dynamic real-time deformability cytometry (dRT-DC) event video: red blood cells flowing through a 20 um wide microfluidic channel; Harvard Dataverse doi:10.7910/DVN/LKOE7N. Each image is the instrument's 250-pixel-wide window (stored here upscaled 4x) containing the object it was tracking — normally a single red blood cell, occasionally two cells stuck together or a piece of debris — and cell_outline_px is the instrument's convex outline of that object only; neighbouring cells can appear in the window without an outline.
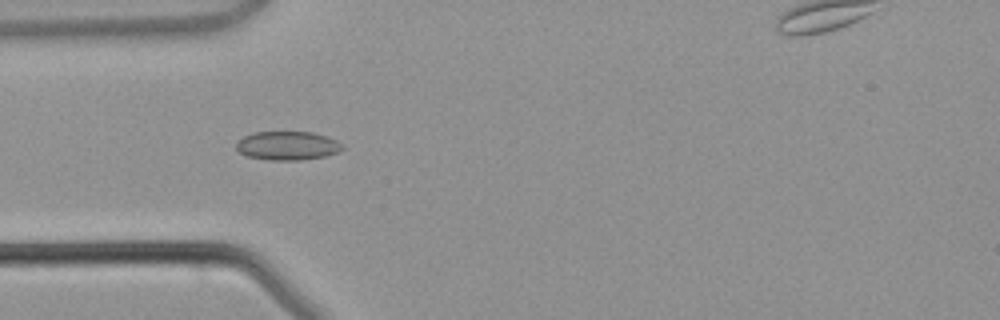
{"species": "common noctule bat (a hibernating species)", "species_latin": "Nyctalus noctula", "temperature_condition": "warm", "stored_images_in_passage": 34, "camera_frame_rate_fps": 3000, "um_per_image_px": 0.085, "animal": {"sex": "male", "body_mass_g": 21.5, "forearm_length_mm": 52.0}, "frame": {"image": 1, "passage_image": 6, "time_ms": 1.667, "image_size_px": [1000, 320], "cell_outline_px": [[344, 148], [336, 152], [324, 156], [300, 160], [268, 160], [248, 156], [240, 152], [236, 148], [236, 140], [244, 136], [256, 132], [312, 132], [336, 140]], "centroid_in_image_um": [24.39, 12.38], "position_along_channel_um": 60.6, "area_um2": 17.57}}
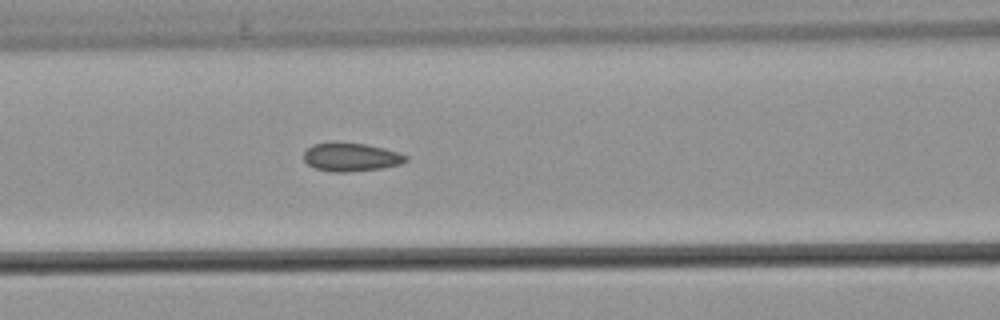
{"frame": {"image": 2, "passage_image": 11, "time_ms": 3.333, "image_size_px": [1000, 320], "cell_outline_px": [[408, 160], [400, 164], [384, 168], [344, 172], [332, 172], [316, 168], [308, 164], [304, 160], [304, 152], [312, 144], [336, 140], [368, 144], [400, 152], [408, 156]], "centroid_in_image_um": [29.84, 13.32], "position_along_channel_um": 136.8, "area_um2": 17.4}}
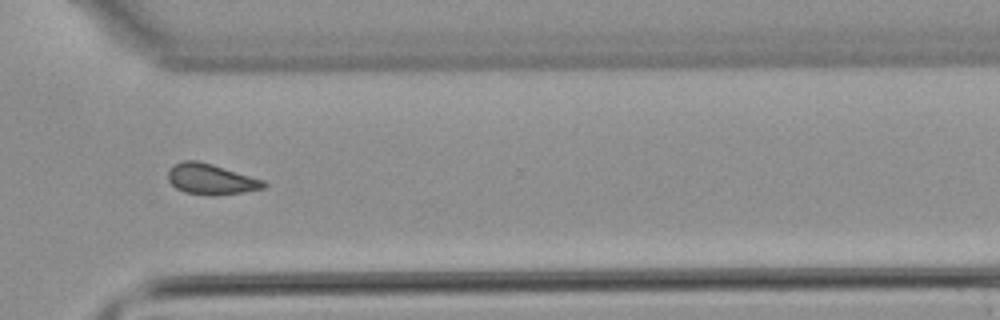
{"frame": {"image": 3, "passage_image": 25, "time_ms": 8.0, "image_size_px": [1000, 320], "cell_outline_px": [[268, 184], [264, 188], [244, 192], [216, 196], [212, 196], [184, 192], [176, 188], [168, 180], [168, 172], [176, 164], [184, 160], [196, 160], [212, 164], [264, 180]], "centroid_in_image_um": [17.96, 15.25], "position_along_channel_um": 352.6, "area_um2": 17.05}}